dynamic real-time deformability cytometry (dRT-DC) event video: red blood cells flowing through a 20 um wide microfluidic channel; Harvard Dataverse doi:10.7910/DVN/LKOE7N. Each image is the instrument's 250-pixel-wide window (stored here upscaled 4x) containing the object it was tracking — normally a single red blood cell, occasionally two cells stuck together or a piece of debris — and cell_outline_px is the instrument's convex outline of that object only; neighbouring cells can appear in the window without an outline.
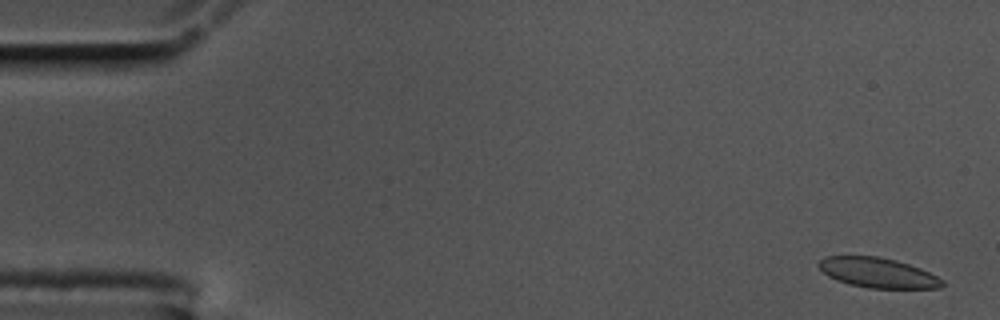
{"species": "common noctule bat (a hibernating species)", "species_latin": "Nyctalus noctula", "temperature_condition": "cold", "stored_images_in_passage": 58, "camera_frame_rate_fps": 3000, "um_per_image_px": 0.085, "animal": {"sex": "male", "body_mass_g": 17.5, "forearm_length_mm": 52.3}, "frame": {"image": 1, "passage_image": 2, "time_ms": 0.333, "image_size_px": [1000, 320], "cell_outline_px": [[944, 284], [940, 288], [868, 288], [848, 284], [836, 280], [828, 276], [816, 264], [824, 256], [876, 256], [896, 260], [920, 268], [944, 280]], "centroid_in_image_um": [74.59, 23.18], "position_along_channel_um": 10.4, "area_um2": 21.56}}
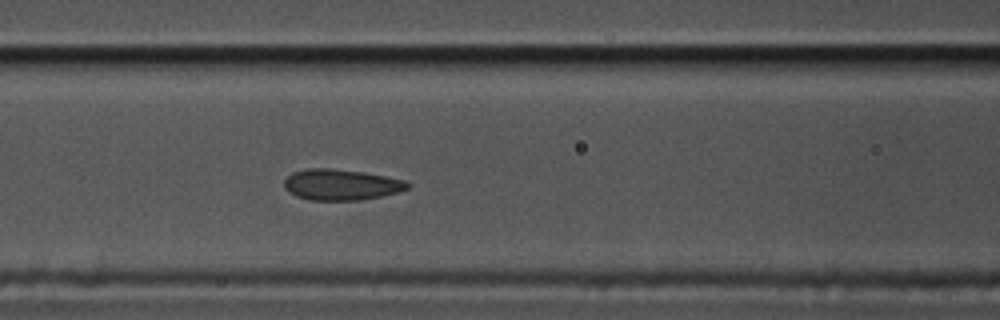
{"frame": {"image": 2, "passage_image": 24, "time_ms": 7.667, "image_size_px": [1000, 320], "cell_outline_px": [[412, 184], [408, 188], [400, 192], [360, 200], [308, 200], [296, 196], [288, 192], [284, 188], [284, 180], [292, 172], [308, 168], [328, 168], [364, 172], [404, 180]], "centroid_in_image_um": [28.98, 15.7], "position_along_channel_um": 137.6, "area_um2": 22.31}}
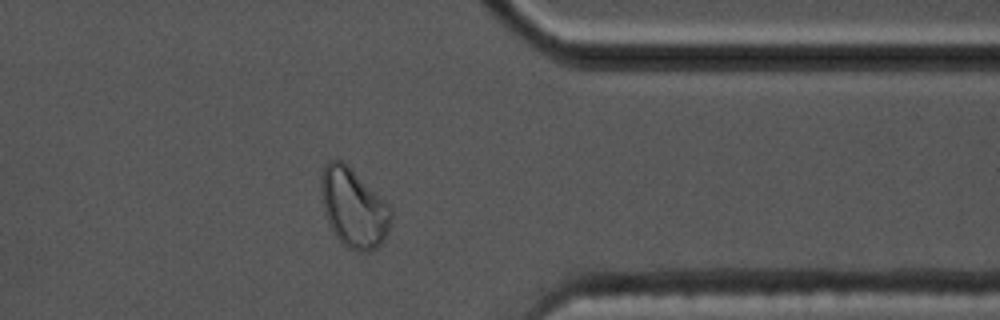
{"frame": {"image": 3, "passage_image": 46, "time_ms": 15.0, "image_size_px": [1000, 320], "cell_outline_px": [[392, 216], [388, 232], [384, 240], [376, 248], [368, 252], [360, 252], [348, 248], [336, 236], [324, 212], [320, 192], [320, 176], [324, 164], [328, 160], [340, 160], [348, 164], [392, 208]], "centroid_in_image_um": [30.05, 17.64], "position_along_channel_um": 381.4, "area_um2": 32.37}, "authors_computed_cell_mechanics": {"area_um2": 22.3397, "velocity_mm_per_s": 3.4605, "shape_relaxation_time_tau1_ms": 5.2377, "shape_relaxation_time_tau2_ms": 0.9582, "deformation_change_tau1": 0.1125, "deformation_change_tau2": 0.053}}